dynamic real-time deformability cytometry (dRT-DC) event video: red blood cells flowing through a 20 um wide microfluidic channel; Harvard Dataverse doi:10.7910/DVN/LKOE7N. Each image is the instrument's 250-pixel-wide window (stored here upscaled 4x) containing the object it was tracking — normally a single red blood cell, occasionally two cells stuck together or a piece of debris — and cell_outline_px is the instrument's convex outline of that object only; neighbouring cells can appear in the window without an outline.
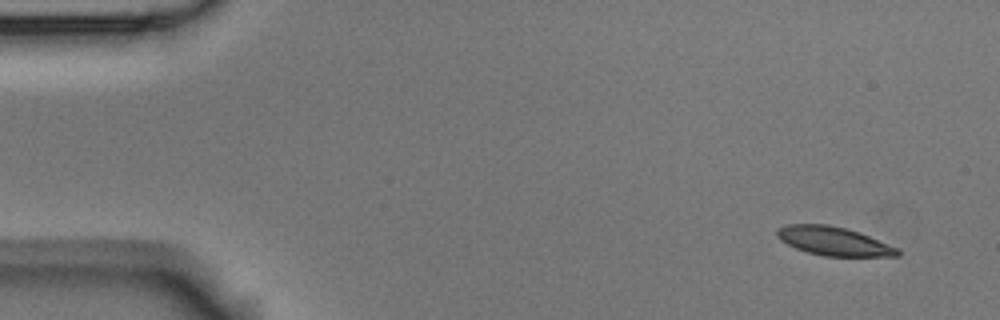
{"species": "Egyptian fruit bat (a non-hibernating species)", "species_latin": "Rousettus aegyptiacus", "temperature_condition": "room temperature", "stored_images_in_passage": 4, "camera_frame_rate_fps": 3000, "um_per_image_px": 0.085, "animal": {"sex": "male"}, "frame": {"image": 1, "passage_image": 1, "time_ms": 0.0, "image_size_px": [1000, 320], "cell_outline_px": [[900, 256], [824, 256], [808, 252], [796, 248], [780, 240], [776, 236], [776, 232], [780, 228], [788, 224], [828, 224], [860, 232], [900, 248]], "centroid_in_image_um": [70.91, 20.5], "position_along_channel_um": 14.1, "area_um2": 20.17}}
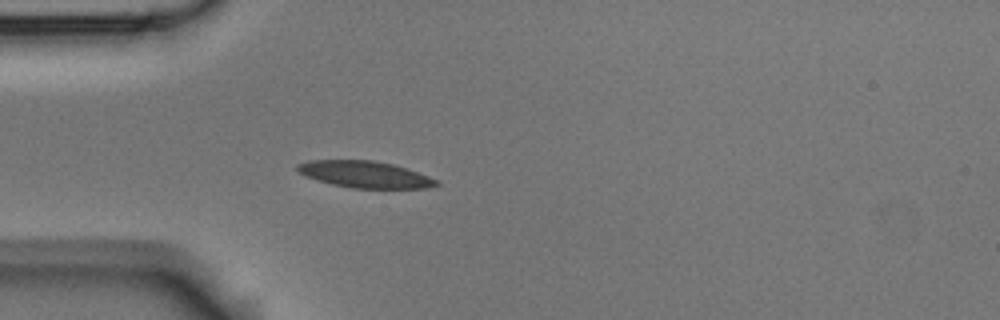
{"frame": {"image": 2, "passage_image": 4, "time_ms": 1.0, "image_size_px": [1000, 320], "cell_outline_px": [[440, 184], [428, 188], [352, 188], [332, 184], [316, 180], [304, 176], [296, 168], [296, 164], [308, 160], [372, 160], [392, 164], [408, 168], [440, 180]], "centroid_in_image_um": [31.03, 14.82], "position_along_channel_um": 54.0, "area_um2": 21.79}}